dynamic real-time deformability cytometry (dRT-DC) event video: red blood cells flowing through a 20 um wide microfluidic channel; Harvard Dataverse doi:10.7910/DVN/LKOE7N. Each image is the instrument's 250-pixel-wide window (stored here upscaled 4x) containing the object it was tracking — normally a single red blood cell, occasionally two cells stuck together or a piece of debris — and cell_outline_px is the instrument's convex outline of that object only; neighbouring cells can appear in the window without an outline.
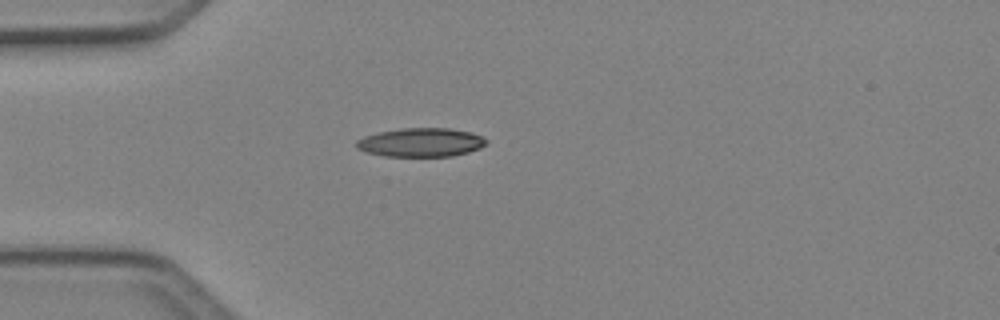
{"species": "Egyptian fruit bat (a non-hibernating species)", "species_latin": "Rousettus aegyptiacus", "temperature_condition": "cold", "stored_images_in_passage": 4, "camera_frame_rate_fps": 3000, "um_per_image_px": 0.085, "animal": {"sex": "female"}, "frame": {"image": 1, "passage_image": 4, "time_ms": 1.0, "image_size_px": [1000, 320], "cell_outline_px": [[488, 144], [480, 148], [468, 152], [452, 156], [384, 156], [368, 152], [356, 148], [356, 140], [364, 136], [380, 132], [400, 128], [448, 128], [472, 132], [484, 136], [488, 140]], "centroid_in_image_um": [35.83, 12.1], "position_along_channel_um": 49.2, "area_um2": 21.91}}